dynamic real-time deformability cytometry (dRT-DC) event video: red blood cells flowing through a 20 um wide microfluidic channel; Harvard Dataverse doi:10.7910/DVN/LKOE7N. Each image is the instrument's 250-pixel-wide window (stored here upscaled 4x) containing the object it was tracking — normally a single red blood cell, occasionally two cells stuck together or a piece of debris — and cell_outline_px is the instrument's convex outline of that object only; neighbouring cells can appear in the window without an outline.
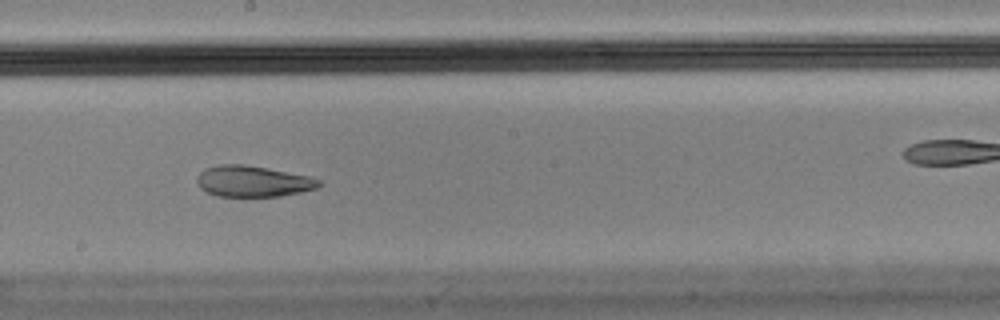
{"species": "Egyptian fruit bat (a non-hibernating species)", "species_latin": "Rousettus aegyptiacus", "temperature_condition": "cold", "stored_images_in_passage": 9, "camera_frame_rate_fps": 3000, "um_per_image_px": 0.085, "animal": {"sex": "male"}, "frame": {"image": 1, "passage_image": 8, "time_ms": 2.333, "image_size_px": [1000, 320], "cell_outline_px": [[324, 184], [316, 188], [300, 192], [280, 196], [216, 196], [200, 188], [196, 180], [196, 176], [204, 168], [220, 164], [244, 164], [268, 168], [308, 176], [320, 180]], "centroid_in_image_um": [21.48, 15.4], "position_along_channel_um": 226.7, "area_um2": 22.14}}